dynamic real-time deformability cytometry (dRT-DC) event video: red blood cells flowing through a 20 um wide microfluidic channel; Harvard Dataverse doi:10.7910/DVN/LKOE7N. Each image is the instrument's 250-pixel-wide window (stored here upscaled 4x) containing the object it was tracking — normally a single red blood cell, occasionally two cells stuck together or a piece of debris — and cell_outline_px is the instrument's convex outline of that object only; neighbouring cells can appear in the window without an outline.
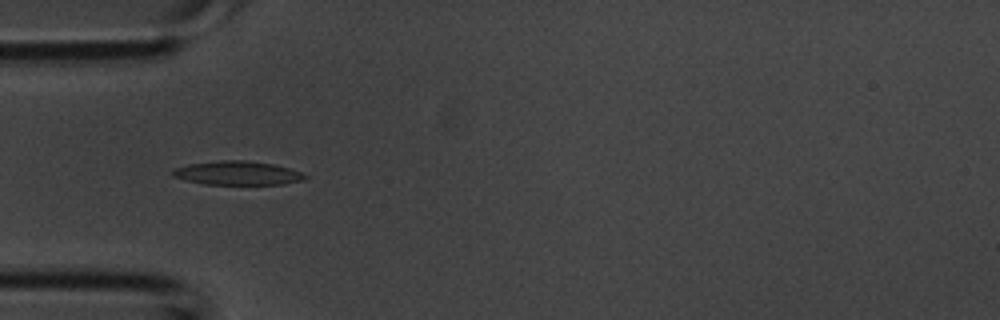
{"species": "common noctule bat (a hibernating species)", "species_latin": "Nyctalus noctula", "temperature_condition": "room temperature", "stored_images_in_passage": 4, "camera_frame_rate_fps": 3000, "um_per_image_px": 0.085, "animal": {"sex": "male", "body_mass_g": 20.1, "forearm_length_mm": 53.5}, "frame": {"image": 1, "passage_image": 3, "time_ms": 0.667, "image_size_px": [1000, 320], "cell_outline_px": [[308, 176], [304, 180], [284, 184], [204, 184], [184, 180], [172, 176], [172, 168], [188, 164], [220, 160], [248, 160], [272, 164], [288, 168], [300, 172]], "centroid_in_image_um": [20.14, 14.71], "position_along_channel_um": 64.9, "area_um2": 18.44}}
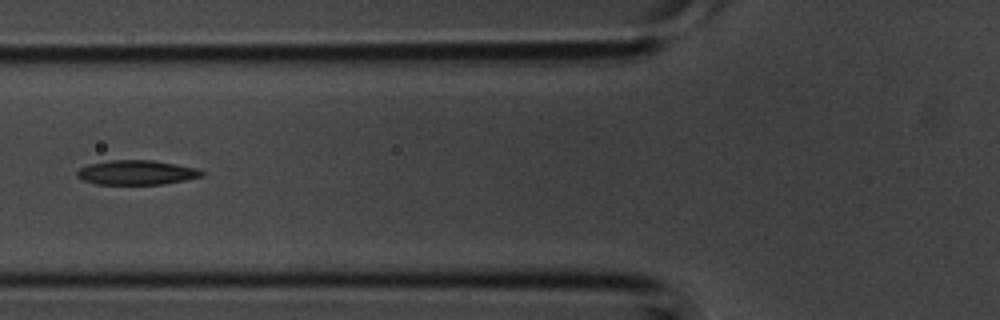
{"frame": {"image": 2, "passage_image": 4, "time_ms": 1.0, "image_size_px": [1000, 320], "cell_outline_px": [[204, 176], [164, 184], [96, 184], [84, 180], [76, 176], [76, 172], [80, 168], [88, 164], [108, 160], [152, 160], [176, 164], [196, 168], [204, 172]], "centroid_in_image_um": [11.6, 14.66], "position_along_channel_um": 114.2, "area_um2": 17.8}}